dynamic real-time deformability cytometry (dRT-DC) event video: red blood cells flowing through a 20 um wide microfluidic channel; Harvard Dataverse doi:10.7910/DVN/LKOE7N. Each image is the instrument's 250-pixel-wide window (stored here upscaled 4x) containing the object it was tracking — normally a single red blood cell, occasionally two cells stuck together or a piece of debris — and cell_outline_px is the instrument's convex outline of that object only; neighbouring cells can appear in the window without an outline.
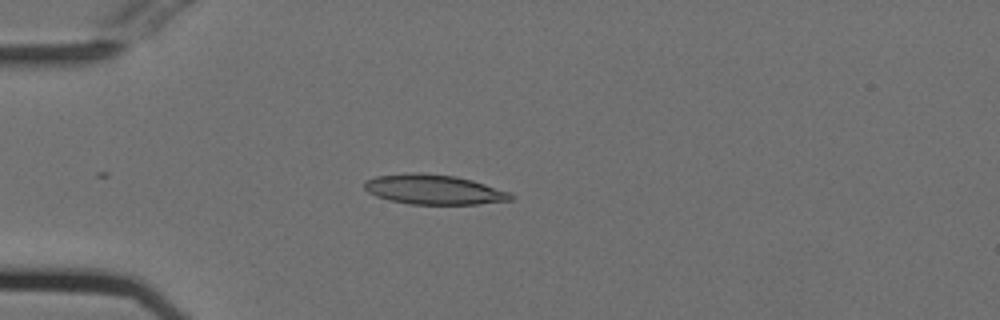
{"species": "Egyptian fruit bat (a non-hibernating species)", "species_latin": "Rousettus aegyptiacus", "temperature_condition": "cold", "stored_images_in_passage": 17, "camera_frame_rate_fps": 3000, "um_per_image_px": 0.085, "animal": {"sex": "female"}, "frame": {"image": 1, "passage_image": 14, "time_ms": 4.333, "image_size_px": [1000, 320], "cell_outline_px": [[512, 200], [476, 204], [408, 204], [388, 200], [376, 196], [368, 192], [364, 188], [364, 180], [376, 176], [412, 172], [420, 172], [456, 176], [472, 180], [508, 192], [512, 196]], "centroid_in_image_um": [36.8, 16.1], "position_along_channel_um": 48.2, "area_um2": 25.37}}